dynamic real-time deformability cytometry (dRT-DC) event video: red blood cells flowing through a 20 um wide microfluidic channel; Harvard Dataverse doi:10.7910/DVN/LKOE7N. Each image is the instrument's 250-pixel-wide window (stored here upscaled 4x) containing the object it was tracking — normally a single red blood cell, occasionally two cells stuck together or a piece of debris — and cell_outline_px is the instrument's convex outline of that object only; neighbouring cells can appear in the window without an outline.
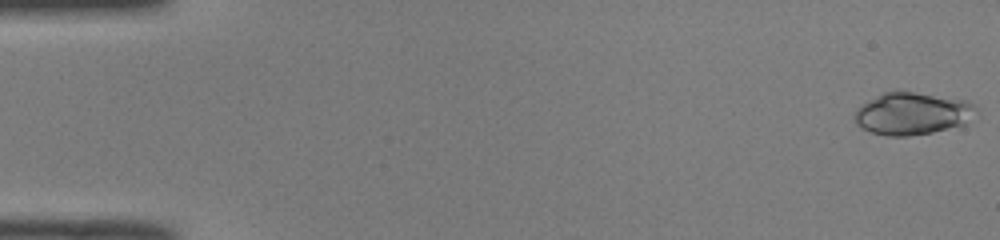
{"species": "common noctule bat (a hibernating species)", "species_latin": "Nyctalus noctula", "temperature_condition": "room temperature", "stored_images_in_passage": 45, "camera_frame_rate_fps": 3000, "um_per_image_px": 0.085, "animal": {"sex": "male", "body_mass_g": 19.0, "forearm_length_mm": 50.8}, "frame": {"image": 1, "passage_image": 1, "time_ms": 0.0, "image_size_px": [1000, 240], "cell_outline_px": [[980, 112], [964, 124], [932, 132], [908, 136], [888, 136], [872, 132], [856, 124], [856, 108], [884, 92], [896, 88], [964, 100], [976, 104]], "centroid_in_image_um": [77.6, 9.62], "position_along_channel_um": 7.4, "area_um2": 30.23}}